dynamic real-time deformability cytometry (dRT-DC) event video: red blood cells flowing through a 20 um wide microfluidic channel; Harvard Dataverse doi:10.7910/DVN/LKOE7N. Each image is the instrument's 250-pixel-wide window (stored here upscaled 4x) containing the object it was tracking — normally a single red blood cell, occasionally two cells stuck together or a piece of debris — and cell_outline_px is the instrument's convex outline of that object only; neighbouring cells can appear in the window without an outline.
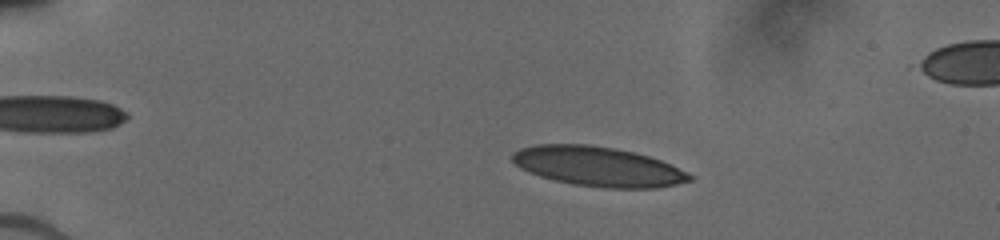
{"species": "human", "species_latin": "Homo sapiens", "temperature_condition": "cold", "stored_images_in_passage": 39, "camera_frame_rate_fps": 3000, "um_per_image_px": 0.085, "donor": {"sex": "male"}, "frame": {"image": 1, "passage_image": 1, "time_ms": 0.0, "image_size_px": [1000, 240], "cell_outline_px": [[692, 180], [676, 184], [656, 188], [604, 188], [576, 184], [556, 180], [540, 176], [528, 172], [520, 168], [512, 160], [512, 152], [520, 148], [536, 144], [588, 144], [616, 148], [648, 156], [660, 160], [688, 172], [692, 176]], "centroid_in_image_um": [50.81, 14.14], "position_along_channel_um": 34.2, "area_um2": 40.81}}
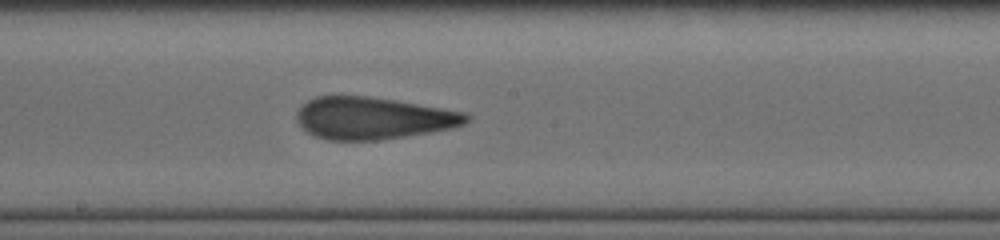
{"frame": {"image": 2, "passage_image": 16, "time_ms": 6.333, "image_size_px": [1000, 240], "cell_outline_px": [[472, 116], [464, 124], [448, 128], [428, 132], [380, 140], [328, 140], [316, 136], [308, 132], [296, 120], [296, 112], [308, 100], [316, 96], [368, 96], [396, 100], [464, 112]], "centroid_in_image_um": [31.69, 10.03], "position_along_channel_um": 216.5, "area_um2": 41.27}}
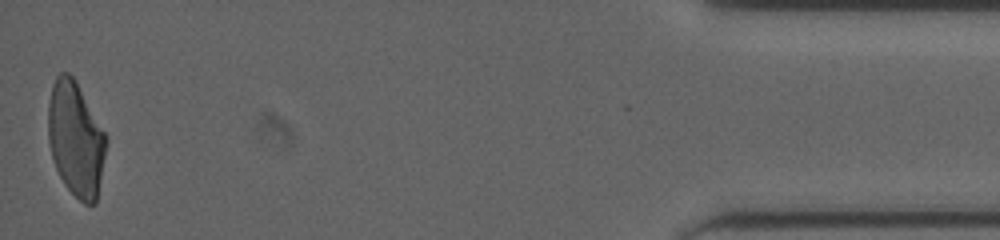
{"frame": {"image": 3, "passage_image": 38, "time_ms": 13.333, "image_size_px": [1000, 240], "cell_outline_px": [[108, 140], [96, 204], [84, 204], [64, 184], [56, 168], [52, 156], [48, 140], [48, 104], [52, 84], [56, 76], [60, 72], [68, 72], [76, 80], [104, 132]], "centroid_in_image_um": [6.43, 11.81], "position_along_channel_um": 428.8, "area_um2": 38.67}}